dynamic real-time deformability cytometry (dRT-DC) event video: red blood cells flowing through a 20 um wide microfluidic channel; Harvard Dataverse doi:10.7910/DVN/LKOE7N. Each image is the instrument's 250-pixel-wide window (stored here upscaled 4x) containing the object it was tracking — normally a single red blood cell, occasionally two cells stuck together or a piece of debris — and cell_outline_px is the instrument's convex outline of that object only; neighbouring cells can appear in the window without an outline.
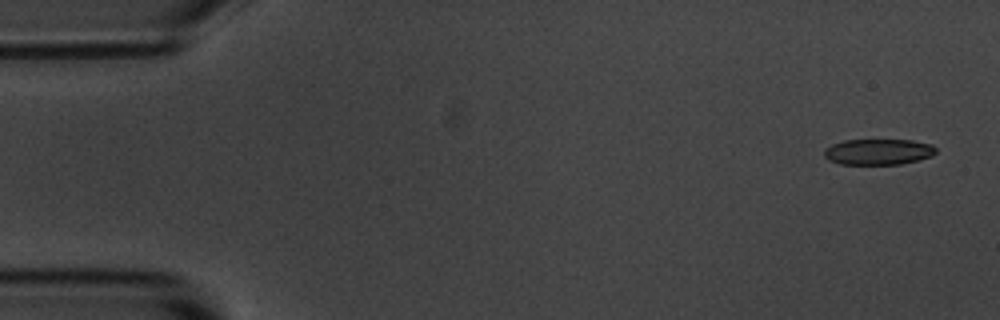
{"species": "common noctule bat (a hibernating species)", "species_latin": "Nyctalus noctula", "temperature_condition": "room temperature", "stored_images_in_passage": 5, "camera_frame_rate_fps": 3000, "um_per_image_px": 0.085, "animal": {"sex": "male", "body_mass_g": 20.1, "forearm_length_mm": 53.5}, "frame": {"image": 1, "passage_image": 1, "time_ms": 0.0, "image_size_px": [1000, 320], "cell_outline_px": [[936, 152], [932, 156], [900, 164], [840, 164], [828, 160], [824, 156], [824, 148], [832, 144], [844, 140], [912, 140], [932, 144], [936, 148]], "centroid_in_image_um": [74.63, 12.9], "position_along_channel_um": 10.4, "area_um2": 16.88}}